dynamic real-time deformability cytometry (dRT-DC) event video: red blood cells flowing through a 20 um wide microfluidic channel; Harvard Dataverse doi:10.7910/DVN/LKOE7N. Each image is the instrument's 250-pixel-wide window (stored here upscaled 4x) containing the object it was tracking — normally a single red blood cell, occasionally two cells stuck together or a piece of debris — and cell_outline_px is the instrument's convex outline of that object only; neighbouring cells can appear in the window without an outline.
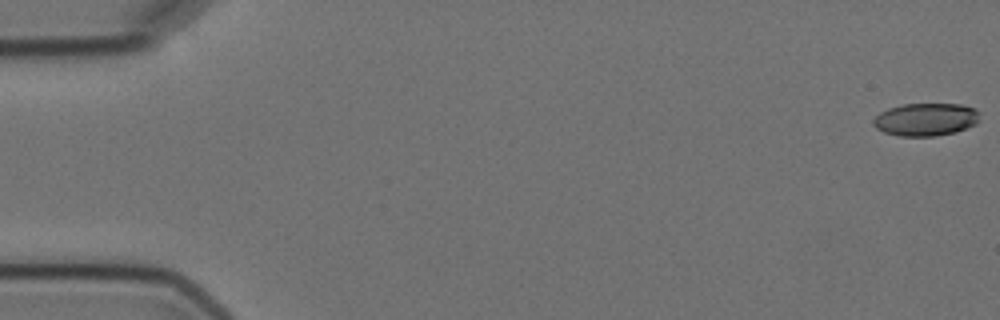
{"species": "Egyptian fruit bat (a non-hibernating species)", "species_latin": "Rousettus aegyptiacus", "temperature_condition": "cold", "stored_images_in_passage": 6, "camera_frame_rate_fps": 3000, "um_per_image_px": 0.085, "animal": {"sex": "female"}, "frame": {"image": 1, "passage_image": 1, "time_ms": 0.0, "image_size_px": [1000, 320], "cell_outline_px": [[980, 120], [976, 124], [956, 132], [936, 136], [900, 136], [884, 132], [876, 128], [872, 124], [872, 120], [880, 112], [888, 108], [904, 104], [960, 104], [976, 108], [980, 112]], "centroid_in_image_um": [78.72, 10.15], "position_along_channel_um": 6.3, "area_um2": 20.58}}
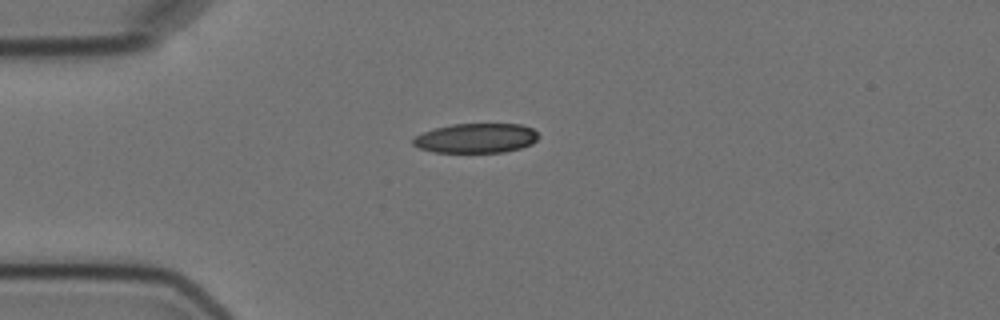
{"frame": {"image": 2, "passage_image": 4, "time_ms": 4.667, "image_size_px": [1000, 320], "cell_outline_px": [[540, 136], [532, 144], [520, 148], [504, 152], [432, 152], [420, 148], [412, 144], [412, 140], [416, 136], [424, 132], [436, 128], [452, 124], [520, 124], [532, 128]], "centroid_in_image_um": [40.48, 11.74], "position_along_channel_um": 44.5, "area_um2": 21.56}}
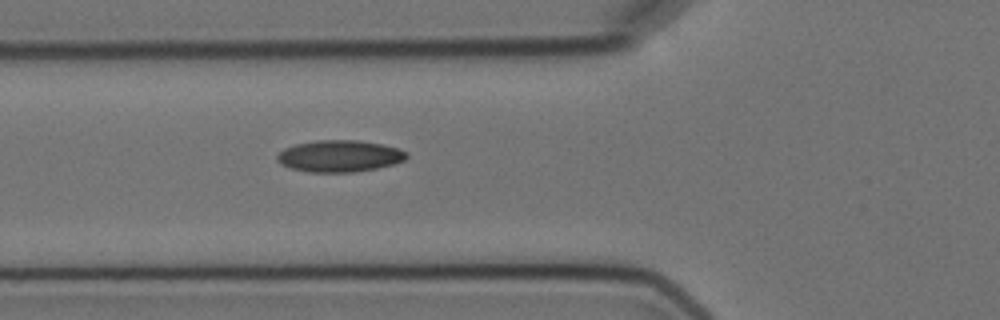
{"frame": {"image": 3, "passage_image": 6, "time_ms": 6.667, "image_size_px": [1000, 320], "cell_outline_px": [[408, 156], [404, 160], [392, 164], [376, 168], [352, 172], [308, 172], [292, 168], [280, 164], [276, 160], [276, 156], [284, 148], [296, 144], [316, 140], [360, 140], [384, 144], [408, 152]], "centroid_in_image_um": [28.85, 13.26], "position_along_channel_um": 97.0, "area_um2": 23.93}}